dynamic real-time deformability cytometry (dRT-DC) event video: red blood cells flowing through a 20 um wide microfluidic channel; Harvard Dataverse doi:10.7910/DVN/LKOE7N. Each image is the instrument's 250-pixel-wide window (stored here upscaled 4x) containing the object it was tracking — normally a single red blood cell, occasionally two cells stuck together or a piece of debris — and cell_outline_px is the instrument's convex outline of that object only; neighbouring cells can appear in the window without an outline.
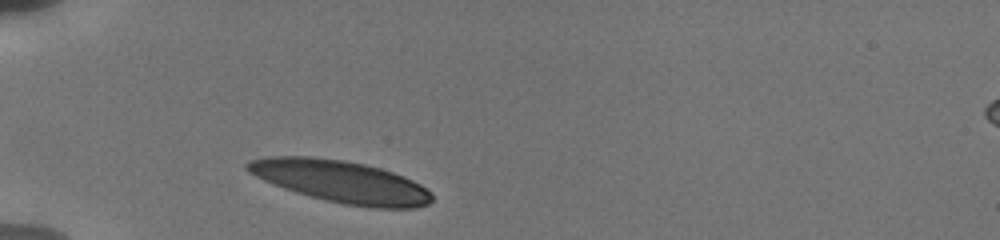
{"species": "human", "species_latin": "Homo sapiens", "temperature_condition": "cold", "stored_images_in_passage": 1, "camera_frame_rate_fps": 3000, "um_per_image_px": 0.085, "donor": {"sex": "male"}, "frame": {"image": 1, "passage_image": 1, "time_ms": 0.0, "image_size_px": [1000, 240], "cell_outline_px": [[432, 200], [428, 204], [412, 208], [372, 208], [344, 204], [324, 200], [296, 192], [284, 188], [264, 180], [248, 172], [244, 168], [244, 164], [252, 160], [264, 156], [312, 156], [344, 160], [364, 164], [380, 168], [404, 176], [420, 184], [432, 192]], "centroid_in_image_um": [28.97, 15.43], "position_along_channel_um": 56.0, "area_um2": 45.37}}